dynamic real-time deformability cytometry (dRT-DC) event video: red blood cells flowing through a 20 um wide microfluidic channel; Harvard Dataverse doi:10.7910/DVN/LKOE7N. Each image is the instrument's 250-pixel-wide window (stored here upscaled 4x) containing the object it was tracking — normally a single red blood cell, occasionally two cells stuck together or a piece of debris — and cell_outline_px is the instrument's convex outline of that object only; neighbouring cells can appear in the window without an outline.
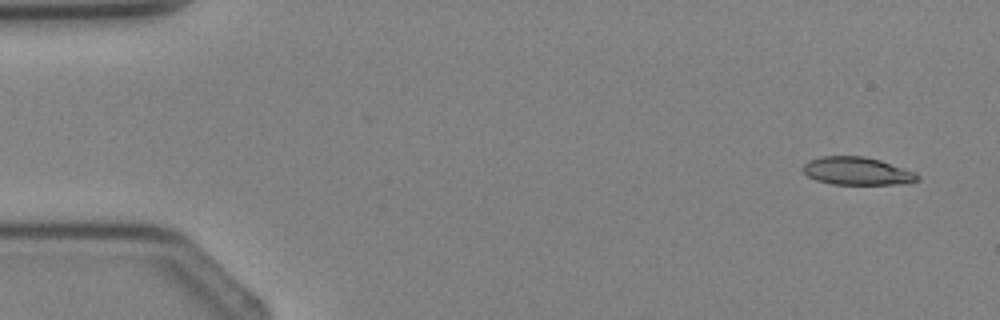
{"species": "Egyptian fruit bat (a non-hibernating species)", "species_latin": "Rousettus aegyptiacus", "temperature_condition": "cold", "stored_images_in_passage": 3, "camera_frame_rate_fps": 3000, "um_per_image_px": 0.085, "animal": {"sex": "female"}, "frame": {"image": 1, "passage_image": 1, "time_ms": 0.0, "image_size_px": [1000, 320], "cell_outline_px": [[920, 180], [908, 184], [832, 184], [816, 180], [808, 176], [804, 172], [804, 164], [808, 160], [820, 156], [864, 156], [880, 160], [916, 172], [920, 176]], "centroid_in_image_um": [72.89, 14.54], "position_along_channel_um": 12.1, "area_um2": 18.73}}